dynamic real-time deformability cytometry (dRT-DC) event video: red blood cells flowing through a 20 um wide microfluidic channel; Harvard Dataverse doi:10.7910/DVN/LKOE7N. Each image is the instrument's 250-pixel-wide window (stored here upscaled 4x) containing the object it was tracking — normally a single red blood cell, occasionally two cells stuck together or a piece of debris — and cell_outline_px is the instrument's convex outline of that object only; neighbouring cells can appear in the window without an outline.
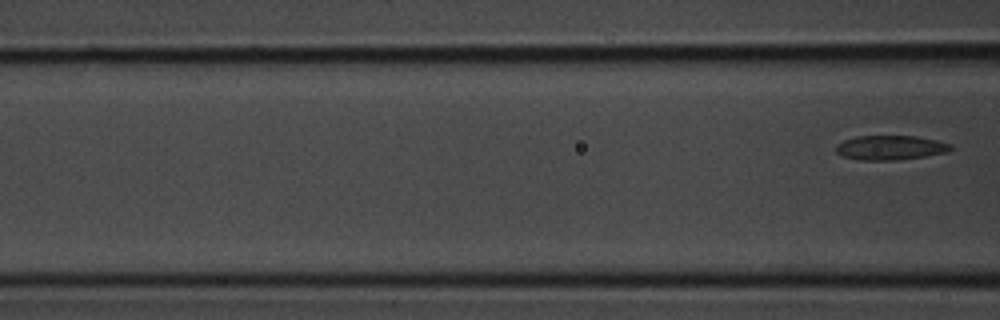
{"species": "common noctule bat (a hibernating species)", "species_latin": "Nyctalus noctula", "temperature_condition": "room temperature", "stored_images_in_passage": 3, "segment_of_instrument_passage": [2, 2], "camera_frame_rate_fps": 3000, "um_per_image_px": 0.085, "animal": {"sex": "male", "body_mass_g": 20.1, "forearm_length_mm": 53.5}, "frame": {"image": 1, "passage_image": 3, "time_ms": 0.667, "image_size_px": [1000, 320], "cell_outline_px": [[952, 148], [948, 152], [924, 156], [896, 160], [860, 160], [844, 156], [836, 152], [836, 144], [844, 140], [856, 136], [916, 136], [936, 140], [952, 144]], "centroid_in_image_um": [75.68, 12.54], "position_along_channel_um": 90.9, "area_um2": 16.3}}